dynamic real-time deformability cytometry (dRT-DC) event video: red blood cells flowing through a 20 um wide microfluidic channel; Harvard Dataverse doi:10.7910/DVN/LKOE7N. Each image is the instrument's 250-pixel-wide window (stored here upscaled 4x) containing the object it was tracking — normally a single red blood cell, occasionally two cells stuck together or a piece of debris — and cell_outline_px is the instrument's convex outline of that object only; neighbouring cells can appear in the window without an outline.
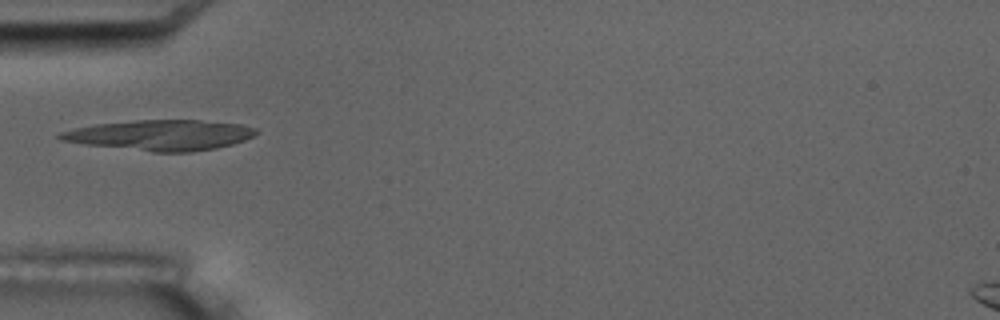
{"species": "common noctule bat (a hibernating species)", "species_latin": "Nyctalus noctula", "temperature_condition": "room temperature", "stored_images_in_passage": 15, "camera_frame_rate_fps": 3000, "um_per_image_px": 0.085, "animal": {"sex": "male", "body_mass_g": 17.5, "forearm_length_mm": 52.3}, "frame": {"image": 1, "passage_image": 5, "time_ms": 5.667, "image_size_px": [1000, 320], "cell_outline_px": [[256, 132], [252, 136], [244, 140], [232, 144], [216, 148], [192, 152], [152, 152], [84, 144], [60, 140], [56, 136], [60, 132], [76, 128], [96, 124], [136, 120], [200, 120], [240, 124], [256, 128]], "centroid_in_image_um": [13.62, 11.49], "position_along_channel_um": 71.4, "area_um2": 34.62}}